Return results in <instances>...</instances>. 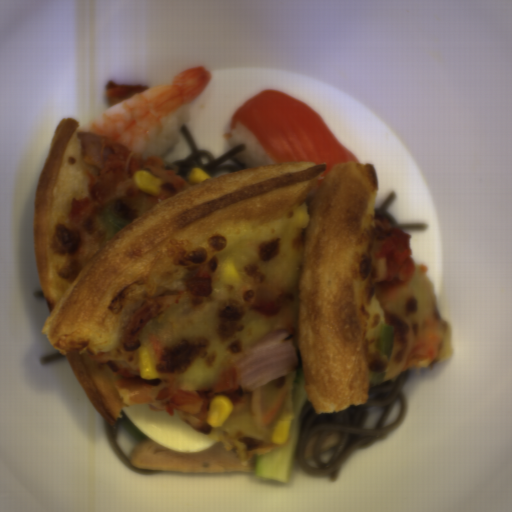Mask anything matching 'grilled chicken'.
Here are the masks:
<instances>
[{
  "label": "grilled chicken",
  "instance_id": "grilled-chicken-1",
  "mask_svg": "<svg viewBox=\"0 0 512 512\" xmlns=\"http://www.w3.org/2000/svg\"><path fill=\"white\" fill-rule=\"evenodd\" d=\"M77 136L88 179V193L69 205L66 221L71 226L84 224L113 199L123 201L131 196H141L158 202L183 189L181 177L165 166V161L152 156L144 160L140 154L97 133L84 130ZM139 169L160 177L162 191L159 195L147 194L135 185L132 174Z\"/></svg>",
  "mask_w": 512,
  "mask_h": 512
},
{
  "label": "grilled chicken",
  "instance_id": "grilled-chicken-2",
  "mask_svg": "<svg viewBox=\"0 0 512 512\" xmlns=\"http://www.w3.org/2000/svg\"><path fill=\"white\" fill-rule=\"evenodd\" d=\"M247 392L234 364L230 362L217 374L208 390H182L178 388L175 377L170 375L166 386L158 390L155 401L162 405L169 416H174V410L178 411L181 418L205 436L214 428L207 421V411L213 397L228 396L236 406L245 402Z\"/></svg>",
  "mask_w": 512,
  "mask_h": 512
},
{
  "label": "grilled chicken",
  "instance_id": "grilled-chicken-4",
  "mask_svg": "<svg viewBox=\"0 0 512 512\" xmlns=\"http://www.w3.org/2000/svg\"><path fill=\"white\" fill-rule=\"evenodd\" d=\"M445 339V324L440 319L423 321L416 329L405 353L401 369H425L440 351Z\"/></svg>",
  "mask_w": 512,
  "mask_h": 512
},
{
  "label": "grilled chicken",
  "instance_id": "grilled-chicken-3",
  "mask_svg": "<svg viewBox=\"0 0 512 512\" xmlns=\"http://www.w3.org/2000/svg\"><path fill=\"white\" fill-rule=\"evenodd\" d=\"M411 237L409 232L394 226L375 251L374 256L378 260L384 259L386 263L384 278L375 283L383 299H390L399 290L409 286L417 272L411 252Z\"/></svg>",
  "mask_w": 512,
  "mask_h": 512
}]
</instances>
